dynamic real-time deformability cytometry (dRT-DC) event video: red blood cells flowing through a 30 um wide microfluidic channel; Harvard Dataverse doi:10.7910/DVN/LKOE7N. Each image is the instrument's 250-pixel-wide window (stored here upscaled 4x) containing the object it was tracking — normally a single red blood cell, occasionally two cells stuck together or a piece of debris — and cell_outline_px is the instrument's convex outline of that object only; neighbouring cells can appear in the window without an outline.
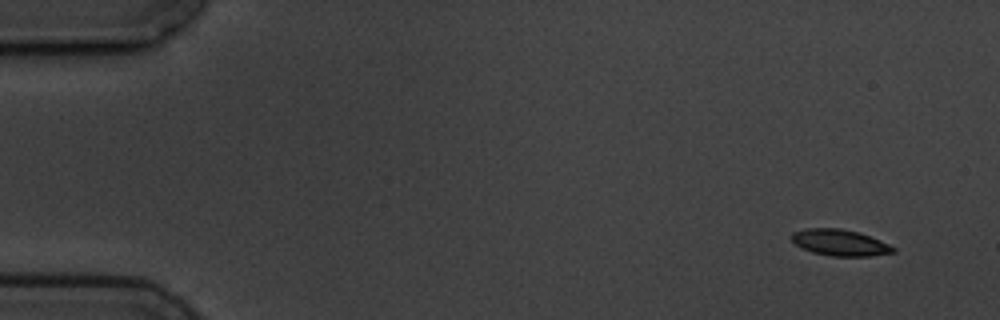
{"species": "common noctule bat (a hibernating species)", "species_latin": "Nyctalus noctula", "temperature_condition": "cold", "stored_images_in_passage": 4, "camera_frame_rate_fps": 3000, "um_per_image_px": 0.085, "animal": {"sex": "male", "body_mass_g": 19.5, "forearm_length_mm": 54.6}, "frame": {"image": 1, "passage_image": 1, "time_ms": 0.0, "image_size_px": [1000, 320], "cell_outline_px": [[896, 252], [872, 256], [832, 256], [812, 252], [796, 244], [788, 236], [792, 232], [808, 228], [840, 228], [860, 232], [880, 240], [896, 248]], "centroid_in_image_um": [71.4, 20.61], "position_along_channel_um": 13.6, "area_um2": 15.66}}
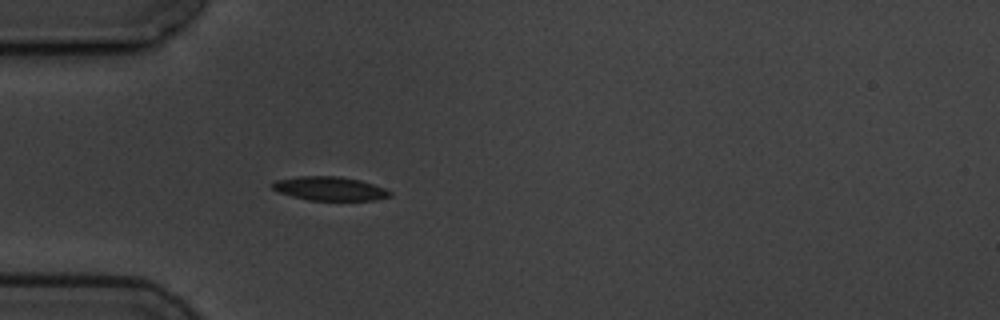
{"frame": {"image": 2, "passage_image": 4, "time_ms": 4.333, "image_size_px": [1000, 320], "cell_outline_px": [[392, 196], [376, 200], [308, 200], [292, 196], [280, 192], [272, 188], [268, 184], [276, 180], [300, 176], [340, 176], [360, 180], [384, 188], [392, 192]], "centroid_in_image_um": [28.02, 16.03], "position_along_channel_um": 57.0, "area_um2": 16.36}}